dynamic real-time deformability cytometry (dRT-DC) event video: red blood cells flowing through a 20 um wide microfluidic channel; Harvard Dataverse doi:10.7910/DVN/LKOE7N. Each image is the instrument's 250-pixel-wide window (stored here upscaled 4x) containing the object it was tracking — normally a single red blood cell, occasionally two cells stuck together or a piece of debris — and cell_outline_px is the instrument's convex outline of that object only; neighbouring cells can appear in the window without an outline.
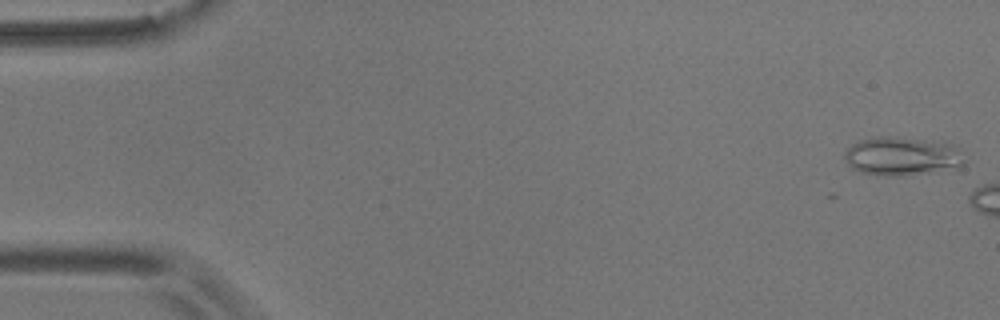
{"species": "common noctule bat (a hibernating species)", "species_latin": "Nyctalus noctula", "temperature_condition": "room temperature", "stored_images_in_passage": 6, "camera_frame_rate_fps": 3000, "um_per_image_px": 0.085, "animal": {"sex": "male", "body_mass_g": 17.9}, "frame": {"image": 1, "passage_image": 1, "time_ms": 0.0, "image_size_px": [1000, 320], "cell_outline_px": [[964, 164], [960, 168], [904, 176], [888, 176], [860, 172], [852, 168], [848, 164], [844, 156], [844, 152], [852, 144], [860, 140], [880, 136], [892, 136], [924, 140], [952, 144], [964, 160]], "centroid_in_image_um": [76.65, 13.29], "position_along_channel_um": 8.4, "area_um2": 26.88}}